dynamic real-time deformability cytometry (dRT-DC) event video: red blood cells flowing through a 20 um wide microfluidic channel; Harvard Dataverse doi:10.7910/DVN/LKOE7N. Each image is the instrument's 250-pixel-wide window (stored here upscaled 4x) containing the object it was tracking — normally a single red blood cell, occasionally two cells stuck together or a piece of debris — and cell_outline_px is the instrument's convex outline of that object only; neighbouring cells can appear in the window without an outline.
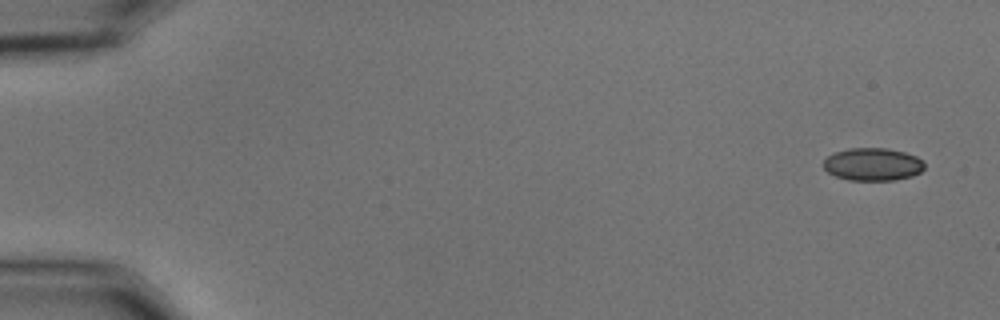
{"species": "common noctule bat (a hibernating species)", "species_latin": "Nyctalus noctula", "temperature_condition": "cold", "stored_images_in_passage": 54, "camera_frame_rate_fps": 3000, "um_per_image_px": 0.085, "animal": {"sex": "male", "body_mass_g": 15.6}, "frame": {"image": 1, "passage_image": 1, "time_ms": 0.0, "image_size_px": [1000, 320], "cell_outline_px": [[924, 168], [920, 172], [912, 176], [892, 180], [848, 180], [836, 176], [828, 172], [824, 168], [824, 160], [828, 156], [836, 152], [848, 148], [884, 148], [904, 152], [916, 156], [924, 160]], "centroid_in_image_um": [74.2, 13.96], "position_along_channel_um": 10.8, "area_um2": 19.19}}
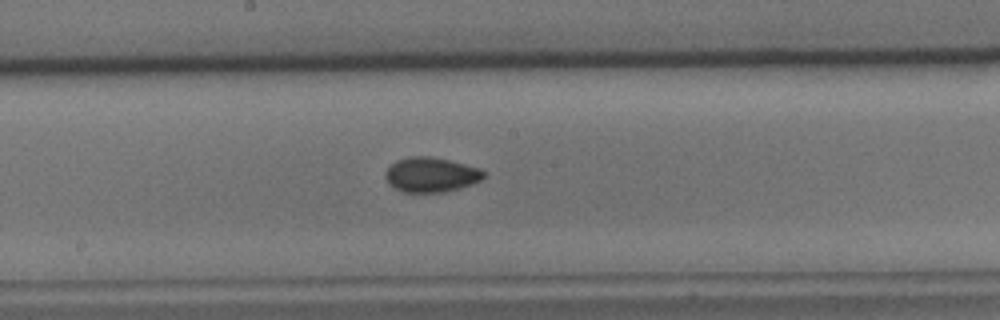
{"frame": {"image": 2, "passage_image": 29, "time_ms": 9.333, "image_size_px": [1000, 320], "cell_outline_px": [[484, 176], [480, 180], [472, 184], [444, 192], [404, 192], [396, 188], [384, 176], [384, 172], [396, 160], [408, 156], [432, 156], [480, 168], [484, 172]], "centroid_in_image_um": [36.63, 14.83], "position_along_channel_um": 211.6, "area_um2": 19.71}}
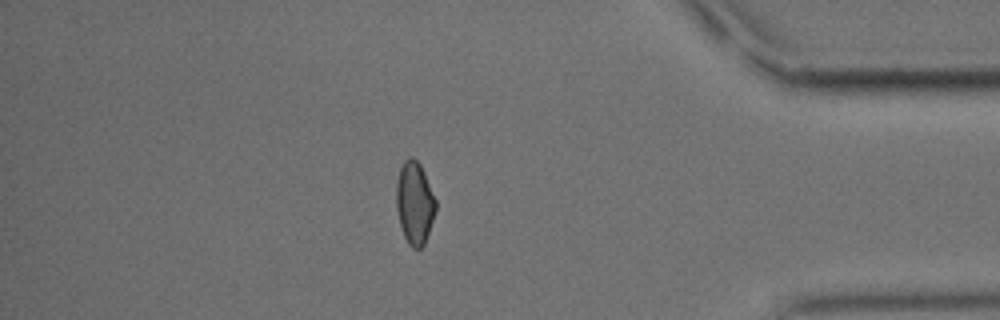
{"frame": {"image": 3, "passage_image": 47, "time_ms": 15.333, "image_size_px": [1000, 320], "cell_outline_px": [[436, 208], [424, 244], [420, 248], [412, 248], [408, 244], [404, 236], [400, 224], [396, 208], [396, 184], [400, 168], [404, 160], [408, 156], [412, 156], [420, 164], [424, 172], [436, 200]], "centroid_in_image_um": [35.22, 17.22], "position_along_channel_um": 400.0, "area_um2": 18.84}, "authors_computed_cell_mechanics": {"area_um2": 19.3341, "velocity_mm_per_s": 3.6349, "shape_relaxation_time_tau1_ms": 3.7014, "shape_relaxation_time_tau2_ms": 2.1776, "deformation_change_tau1": 0.095, "deformation_change_tau2": 0.0628}}